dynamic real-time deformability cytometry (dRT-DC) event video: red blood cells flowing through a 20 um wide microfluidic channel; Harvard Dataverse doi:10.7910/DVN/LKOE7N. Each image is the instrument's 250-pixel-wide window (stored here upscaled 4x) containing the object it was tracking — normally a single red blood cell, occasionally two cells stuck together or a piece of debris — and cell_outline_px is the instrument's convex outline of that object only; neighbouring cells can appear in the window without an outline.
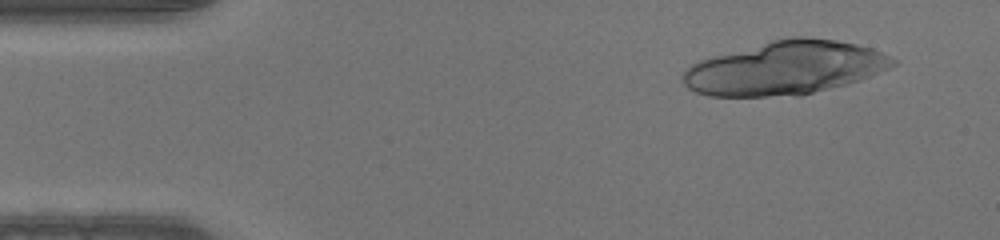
{"species": "human", "species_latin": "Homo sapiens", "temperature_condition": "warm", "stored_images_in_passage": 15, "camera_frame_rate_fps": 3000, "um_per_image_px": 0.085, "donor": {"sex": "male"}, "frame": {"image": 1, "passage_image": 4, "time_ms": 1.0, "image_size_px": [1000, 240], "cell_outline_px": [[896, 64], [888, 68], [860, 80], [800, 96], [708, 96], [696, 92], [688, 88], [680, 80], [680, 76], [692, 64], [700, 60], [784, 36], [804, 36], [836, 40], [856, 44], [872, 48], [896, 60]], "centroid_in_image_um": [66.7, 5.78], "position_along_channel_um": 18.3, "area_um2": 65.43}}